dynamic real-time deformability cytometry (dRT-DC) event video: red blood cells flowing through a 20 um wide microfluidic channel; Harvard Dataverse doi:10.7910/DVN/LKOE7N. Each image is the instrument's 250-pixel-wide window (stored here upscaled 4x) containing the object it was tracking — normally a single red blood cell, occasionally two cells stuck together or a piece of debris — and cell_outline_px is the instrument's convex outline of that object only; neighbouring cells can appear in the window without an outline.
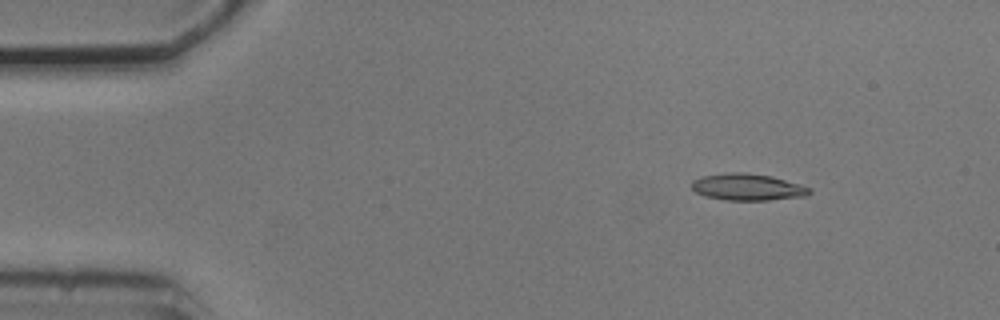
{"species": "common noctule bat (a hibernating species)", "species_latin": "Nyctalus noctula", "temperature_condition": "cold", "stored_images_in_passage": 4, "camera_frame_rate_fps": 3000, "um_per_image_px": 0.085, "animal": {"sex": "male", "body_mass_g": 20.5, "forearm_length_mm": 52.5}, "frame": {"image": 1, "passage_image": 2, "time_ms": 1.0, "image_size_px": [1000, 320], "cell_outline_px": [[812, 192], [804, 196], [768, 200], [724, 200], [704, 196], [696, 192], [692, 188], [692, 180], [700, 176], [728, 172], [744, 172], [772, 176], [812, 188]], "centroid_in_image_um": [63.51, 15.89], "position_along_channel_um": 21.5, "area_um2": 18.44}}
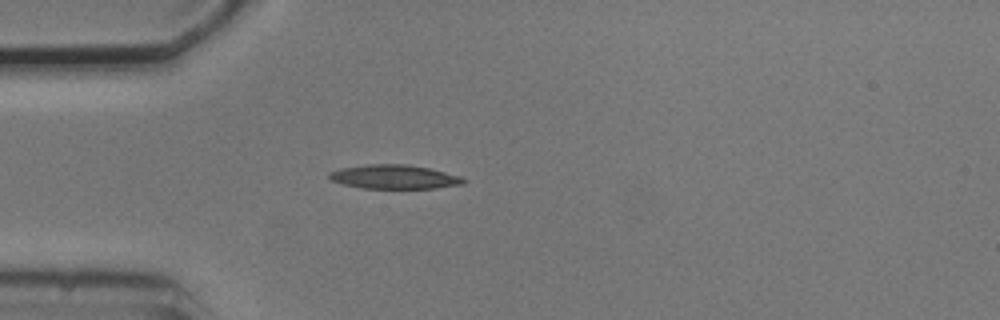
{"frame": {"image": 2, "passage_image": 4, "time_ms": 3.667, "image_size_px": [1000, 320], "cell_outline_px": [[468, 180], [464, 184], [436, 188], [360, 188], [344, 184], [332, 180], [328, 176], [328, 172], [340, 168], [368, 164], [408, 164], [428, 168], [460, 176]], "centroid_in_image_um": [33.52, 15.03], "position_along_channel_um": 51.5, "area_um2": 18.79}}